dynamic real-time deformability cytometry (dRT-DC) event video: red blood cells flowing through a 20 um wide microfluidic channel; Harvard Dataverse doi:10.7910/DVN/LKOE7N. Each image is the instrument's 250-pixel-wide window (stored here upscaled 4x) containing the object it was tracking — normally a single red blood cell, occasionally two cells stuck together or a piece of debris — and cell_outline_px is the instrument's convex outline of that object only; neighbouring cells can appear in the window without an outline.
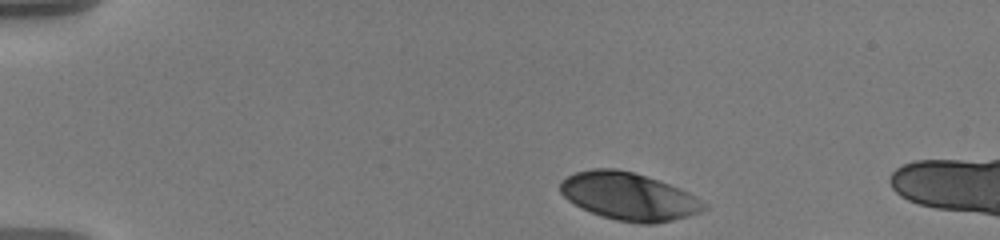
{"species": "human", "species_latin": "Homo sapiens", "temperature_condition": "warm", "stored_images_in_passage": 8, "camera_frame_rate_fps": 3000, "um_per_image_px": 0.085, "donor": {"sex": "male"}, "frame": {"image": 1, "passage_image": 1, "time_ms": 0.0, "image_size_px": [1000, 240], "cell_outline_px": [[708, 208], [700, 212], [688, 216], [672, 220], [652, 224], [640, 224], [616, 220], [592, 212], [568, 200], [560, 192], [560, 180], [576, 172], [592, 168], [616, 168], [632, 172], [668, 184], [688, 192], [704, 204]], "centroid_in_image_um": [53.42, 16.69], "position_along_channel_um": 31.6, "area_um2": 39.3}}